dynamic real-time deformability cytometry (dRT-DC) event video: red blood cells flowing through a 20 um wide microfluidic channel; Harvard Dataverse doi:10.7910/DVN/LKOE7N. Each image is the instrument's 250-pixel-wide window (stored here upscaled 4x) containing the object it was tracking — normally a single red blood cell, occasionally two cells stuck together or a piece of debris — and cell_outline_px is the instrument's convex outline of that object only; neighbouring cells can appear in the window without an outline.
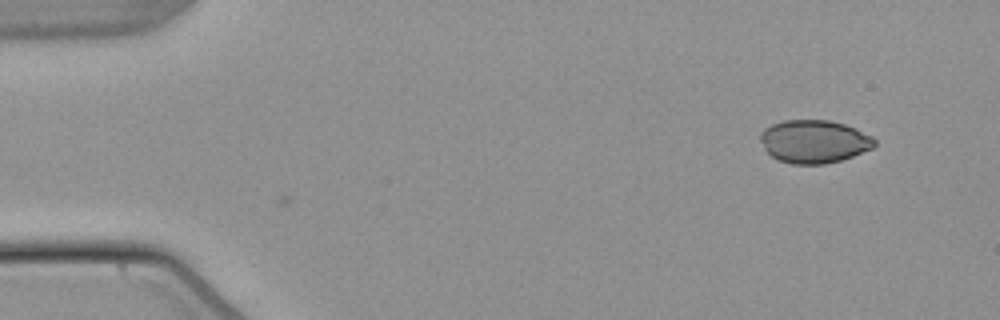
{"species": "common noctule bat (a hibernating species)", "species_latin": "Nyctalus noctula", "temperature_condition": "warm", "stored_images_in_passage": 2, "camera_frame_rate_fps": 3000, "um_per_image_px": 0.085, "animal": {"sex": "male", "body_mass_g": 21.5, "forearm_length_mm": 52.0}, "frame": {"image": 1, "passage_image": 2, "time_ms": 0.333, "image_size_px": [1000, 320], "cell_outline_px": [[876, 144], [872, 148], [852, 156], [840, 160], [824, 164], [792, 164], [780, 160], [772, 156], [764, 148], [760, 140], [760, 132], [764, 128], [772, 124], [784, 120], [828, 120], [844, 124], [856, 128], [872, 136], [876, 140]], "centroid_in_image_um": [69.19, 12.02], "position_along_channel_um": 15.8, "area_um2": 28.61}}